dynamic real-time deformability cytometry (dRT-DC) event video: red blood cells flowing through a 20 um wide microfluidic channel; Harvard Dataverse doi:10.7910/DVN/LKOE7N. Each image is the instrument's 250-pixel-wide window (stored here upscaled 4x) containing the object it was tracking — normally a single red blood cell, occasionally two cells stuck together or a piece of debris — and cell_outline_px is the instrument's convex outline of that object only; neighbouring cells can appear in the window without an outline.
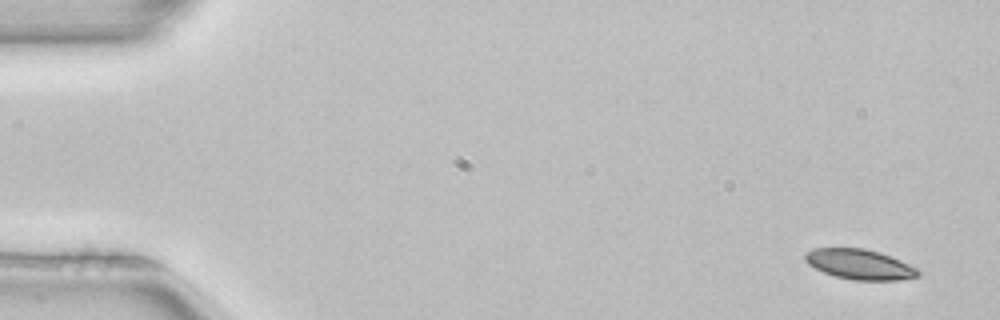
{"species": "common noctule bat (a hibernating species)", "species_latin": "Nyctalus noctula", "temperature_condition": "room temperature", "stored_images_in_passage": 4, "camera_frame_rate_fps": 3000, "um_per_image_px": 0.085, "animal": {"sex": "female", "body_mass_g": 22.7, "forearm_length_mm": 54.2}, "frame": {"image": 1, "passage_image": 1, "time_ms": 0.0, "image_size_px": [1000, 320], "cell_outline_px": [[920, 276], [900, 280], [852, 280], [836, 276], [824, 272], [808, 264], [804, 260], [804, 252], [816, 248], [864, 248], [880, 252], [900, 260], [916, 268], [920, 272]], "centroid_in_image_um": [73.06, 22.46], "position_along_channel_um": 11.9, "area_um2": 19.83}}
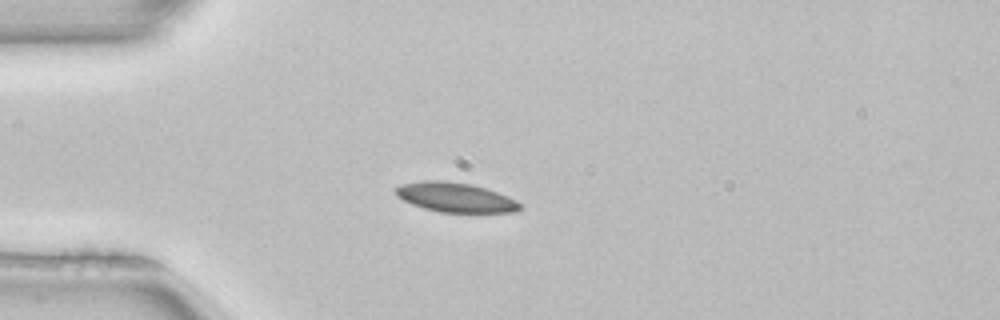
{"frame": {"image": 2, "passage_image": 4, "time_ms": 1.0, "image_size_px": [1000, 320], "cell_outline_px": [[520, 208], [516, 212], [440, 212], [424, 208], [412, 204], [396, 196], [396, 188], [400, 184], [420, 180], [444, 180], [472, 184], [508, 196], [516, 200], [520, 204]], "centroid_in_image_um": [38.68, 16.76], "position_along_channel_um": 46.3, "area_um2": 21.33}}